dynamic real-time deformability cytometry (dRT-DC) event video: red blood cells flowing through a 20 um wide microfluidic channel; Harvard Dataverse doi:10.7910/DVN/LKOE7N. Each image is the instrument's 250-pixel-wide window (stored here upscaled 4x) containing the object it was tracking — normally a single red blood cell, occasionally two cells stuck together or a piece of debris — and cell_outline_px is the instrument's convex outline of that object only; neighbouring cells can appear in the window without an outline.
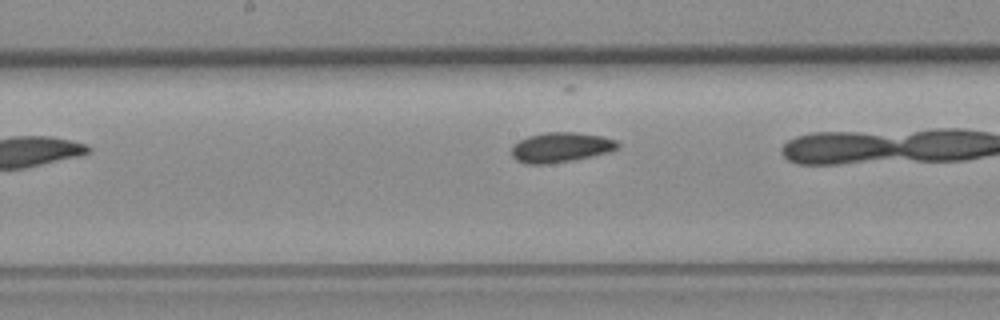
{"species": "common noctule bat (a hibernating species)", "species_latin": "Nyctalus noctula", "temperature_condition": "room temperature", "stored_images_in_passage": 19, "camera_frame_rate_fps": 3000, "um_per_image_px": 0.085, "animal": {"sex": "female", "body_mass_g": 19.3, "forearm_length_mm": 54.1}, "frame": {"image": 1, "passage_image": 11, "time_ms": 3.333, "image_size_px": [1000, 320], "cell_outline_px": [[620, 144], [616, 148], [608, 152], [592, 156], [544, 164], [528, 164], [516, 160], [512, 156], [512, 144], [528, 136], [544, 132], [572, 132], [600, 136], [616, 140]], "centroid_in_image_um": [47.62, 12.51], "position_along_channel_um": 200.6, "area_um2": 18.21}}